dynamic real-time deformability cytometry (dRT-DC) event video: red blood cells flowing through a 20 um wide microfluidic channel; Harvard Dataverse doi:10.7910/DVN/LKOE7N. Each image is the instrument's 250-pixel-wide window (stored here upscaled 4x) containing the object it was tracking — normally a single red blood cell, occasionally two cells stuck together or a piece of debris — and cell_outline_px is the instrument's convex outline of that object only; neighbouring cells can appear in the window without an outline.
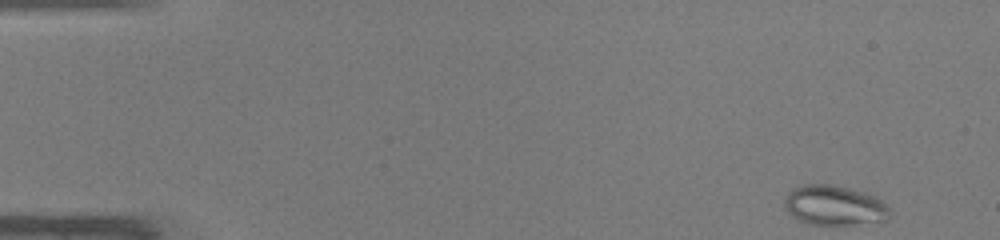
{"species": "common noctule bat (a hibernating species)", "species_latin": "Nyctalus noctula", "temperature_condition": "warm", "stored_images_in_passage": 45, "camera_frame_rate_fps": 3000, "um_per_image_px": 0.085, "animal": {"sex": "male", "body_mass_g": 19.0, "forearm_length_mm": 50.8}, "frame": {"image": 1, "passage_image": 1, "time_ms": 0.0, "image_size_px": [1000, 240], "cell_outline_px": [[888, 220], [852, 224], [808, 224], [792, 216], [784, 208], [784, 200], [788, 192], [792, 188], [804, 184], [832, 184], [864, 192], [876, 196], [888, 204]], "centroid_in_image_um": [70.9, 17.44], "position_along_channel_um": 14.1, "area_um2": 24.51}}
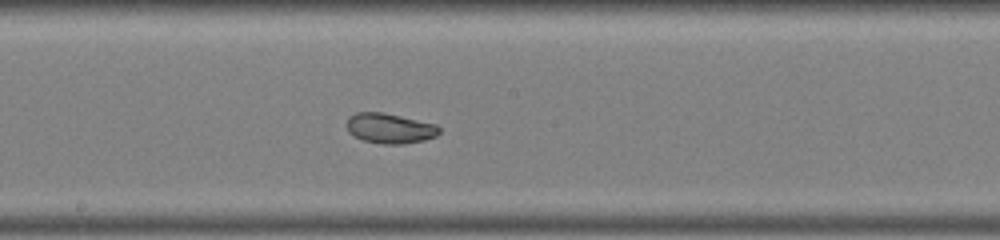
{"frame": {"image": 2, "passage_image": 24, "time_ms": 7.667, "image_size_px": [1000, 240], "cell_outline_px": [[440, 132], [436, 136], [424, 140], [404, 144], [380, 144], [364, 140], [348, 132], [344, 124], [348, 116], [356, 112], [384, 112], [436, 124], [440, 128]], "centroid_in_image_um": [33.1, 10.9], "position_along_channel_um": 215.1, "area_um2": 16.47}}
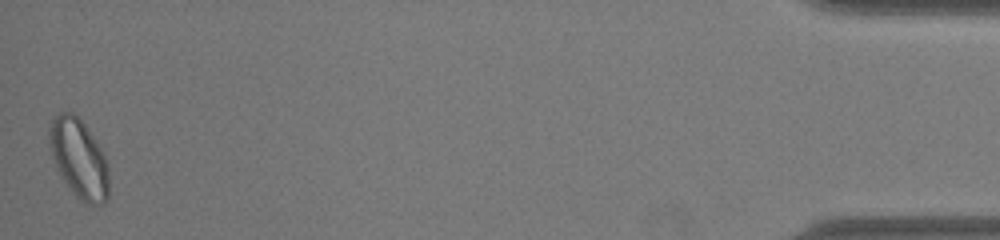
{"frame": {"image": 3, "passage_image": 45, "time_ms": 14.667, "image_size_px": [1000, 240], "cell_outline_px": [[108, 200], [104, 204], [84, 204], [76, 196], [64, 180], [56, 168], [48, 144], [48, 128], [56, 112], [72, 112], [84, 124], [104, 152], [108, 164]], "centroid_in_image_um": [6.7, 13.47], "position_along_channel_um": 428.5, "area_um2": 27.63}, "authors_computed_cell_mechanics": {"area_um2": 21.3282, "velocity_mm_per_s": 4.2858, "shape_relaxation_time_tau1_ms": null, "shape_relaxation_time_tau2_ms": 1.9875, "deformation_change_tau1": null, "deformation_change_tau2": 0.0676}}